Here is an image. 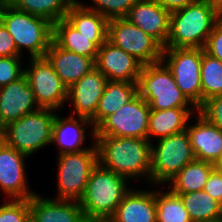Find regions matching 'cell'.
I'll use <instances>...</instances> for the list:
<instances>
[{"label": "cell", "instance_id": "cell-14", "mask_svg": "<svg viewBox=\"0 0 222 222\" xmlns=\"http://www.w3.org/2000/svg\"><path fill=\"white\" fill-rule=\"evenodd\" d=\"M143 64L134 56L106 40L98 49L95 68L108 81L136 82Z\"/></svg>", "mask_w": 222, "mask_h": 222}, {"label": "cell", "instance_id": "cell-30", "mask_svg": "<svg viewBox=\"0 0 222 222\" xmlns=\"http://www.w3.org/2000/svg\"><path fill=\"white\" fill-rule=\"evenodd\" d=\"M202 103L214 96L222 95V61L207 54L202 49L200 71Z\"/></svg>", "mask_w": 222, "mask_h": 222}, {"label": "cell", "instance_id": "cell-7", "mask_svg": "<svg viewBox=\"0 0 222 222\" xmlns=\"http://www.w3.org/2000/svg\"><path fill=\"white\" fill-rule=\"evenodd\" d=\"M157 146L151 145L150 183L169 182L195 156L187 130L158 139Z\"/></svg>", "mask_w": 222, "mask_h": 222}, {"label": "cell", "instance_id": "cell-16", "mask_svg": "<svg viewBox=\"0 0 222 222\" xmlns=\"http://www.w3.org/2000/svg\"><path fill=\"white\" fill-rule=\"evenodd\" d=\"M163 48L169 37L170 12L156 0H137L125 17Z\"/></svg>", "mask_w": 222, "mask_h": 222}, {"label": "cell", "instance_id": "cell-39", "mask_svg": "<svg viewBox=\"0 0 222 222\" xmlns=\"http://www.w3.org/2000/svg\"><path fill=\"white\" fill-rule=\"evenodd\" d=\"M162 7L170 13L183 9L189 4L194 3L196 0H156Z\"/></svg>", "mask_w": 222, "mask_h": 222}, {"label": "cell", "instance_id": "cell-17", "mask_svg": "<svg viewBox=\"0 0 222 222\" xmlns=\"http://www.w3.org/2000/svg\"><path fill=\"white\" fill-rule=\"evenodd\" d=\"M107 78L94 68L68 89V98L74 106V114L91 119L97 111L104 93Z\"/></svg>", "mask_w": 222, "mask_h": 222}, {"label": "cell", "instance_id": "cell-37", "mask_svg": "<svg viewBox=\"0 0 222 222\" xmlns=\"http://www.w3.org/2000/svg\"><path fill=\"white\" fill-rule=\"evenodd\" d=\"M204 191L222 205V170L214 168L211 171Z\"/></svg>", "mask_w": 222, "mask_h": 222}, {"label": "cell", "instance_id": "cell-6", "mask_svg": "<svg viewBox=\"0 0 222 222\" xmlns=\"http://www.w3.org/2000/svg\"><path fill=\"white\" fill-rule=\"evenodd\" d=\"M40 108L3 127V141L19 152L31 156L52 144V124L56 113Z\"/></svg>", "mask_w": 222, "mask_h": 222}, {"label": "cell", "instance_id": "cell-41", "mask_svg": "<svg viewBox=\"0 0 222 222\" xmlns=\"http://www.w3.org/2000/svg\"><path fill=\"white\" fill-rule=\"evenodd\" d=\"M83 222H116L112 217H84Z\"/></svg>", "mask_w": 222, "mask_h": 222}, {"label": "cell", "instance_id": "cell-20", "mask_svg": "<svg viewBox=\"0 0 222 222\" xmlns=\"http://www.w3.org/2000/svg\"><path fill=\"white\" fill-rule=\"evenodd\" d=\"M91 125V134L95 141V128L89 118L78 116V119L73 115L68 118H61L58 114L55 115L52 124V142L59 146V155L64 153H74L90 149L92 146L83 147L86 140V132L83 126ZM83 144V145H82ZM82 145V146H81ZM83 147V148H82Z\"/></svg>", "mask_w": 222, "mask_h": 222}, {"label": "cell", "instance_id": "cell-43", "mask_svg": "<svg viewBox=\"0 0 222 222\" xmlns=\"http://www.w3.org/2000/svg\"><path fill=\"white\" fill-rule=\"evenodd\" d=\"M3 140V127L0 125V142Z\"/></svg>", "mask_w": 222, "mask_h": 222}, {"label": "cell", "instance_id": "cell-15", "mask_svg": "<svg viewBox=\"0 0 222 222\" xmlns=\"http://www.w3.org/2000/svg\"><path fill=\"white\" fill-rule=\"evenodd\" d=\"M38 109L40 107L25 75L0 88V125L2 127Z\"/></svg>", "mask_w": 222, "mask_h": 222}, {"label": "cell", "instance_id": "cell-35", "mask_svg": "<svg viewBox=\"0 0 222 222\" xmlns=\"http://www.w3.org/2000/svg\"><path fill=\"white\" fill-rule=\"evenodd\" d=\"M197 112L222 131V95L205 100Z\"/></svg>", "mask_w": 222, "mask_h": 222}, {"label": "cell", "instance_id": "cell-34", "mask_svg": "<svg viewBox=\"0 0 222 222\" xmlns=\"http://www.w3.org/2000/svg\"><path fill=\"white\" fill-rule=\"evenodd\" d=\"M20 59V56L0 57V88L17 81L24 75Z\"/></svg>", "mask_w": 222, "mask_h": 222}, {"label": "cell", "instance_id": "cell-8", "mask_svg": "<svg viewBox=\"0 0 222 222\" xmlns=\"http://www.w3.org/2000/svg\"><path fill=\"white\" fill-rule=\"evenodd\" d=\"M161 61L171 71L182 94L198 109L202 105V48H163Z\"/></svg>", "mask_w": 222, "mask_h": 222}, {"label": "cell", "instance_id": "cell-22", "mask_svg": "<svg viewBox=\"0 0 222 222\" xmlns=\"http://www.w3.org/2000/svg\"><path fill=\"white\" fill-rule=\"evenodd\" d=\"M112 218L116 222H156V191L130 188Z\"/></svg>", "mask_w": 222, "mask_h": 222}, {"label": "cell", "instance_id": "cell-1", "mask_svg": "<svg viewBox=\"0 0 222 222\" xmlns=\"http://www.w3.org/2000/svg\"><path fill=\"white\" fill-rule=\"evenodd\" d=\"M98 163L129 179L146 176L150 182L151 145L147 139L95 136ZM135 177V178H134Z\"/></svg>", "mask_w": 222, "mask_h": 222}, {"label": "cell", "instance_id": "cell-38", "mask_svg": "<svg viewBox=\"0 0 222 222\" xmlns=\"http://www.w3.org/2000/svg\"><path fill=\"white\" fill-rule=\"evenodd\" d=\"M20 56L13 37L0 21V57Z\"/></svg>", "mask_w": 222, "mask_h": 222}, {"label": "cell", "instance_id": "cell-9", "mask_svg": "<svg viewBox=\"0 0 222 222\" xmlns=\"http://www.w3.org/2000/svg\"><path fill=\"white\" fill-rule=\"evenodd\" d=\"M93 144L88 150L59 155L58 193L54 199L79 201L83 197L90 174L98 164L95 141Z\"/></svg>", "mask_w": 222, "mask_h": 222}, {"label": "cell", "instance_id": "cell-40", "mask_svg": "<svg viewBox=\"0 0 222 222\" xmlns=\"http://www.w3.org/2000/svg\"><path fill=\"white\" fill-rule=\"evenodd\" d=\"M219 15L222 13V0H203Z\"/></svg>", "mask_w": 222, "mask_h": 222}, {"label": "cell", "instance_id": "cell-24", "mask_svg": "<svg viewBox=\"0 0 222 222\" xmlns=\"http://www.w3.org/2000/svg\"><path fill=\"white\" fill-rule=\"evenodd\" d=\"M137 96L136 82L107 81L96 114L90 119L96 128L106 117L114 114Z\"/></svg>", "mask_w": 222, "mask_h": 222}, {"label": "cell", "instance_id": "cell-31", "mask_svg": "<svg viewBox=\"0 0 222 222\" xmlns=\"http://www.w3.org/2000/svg\"><path fill=\"white\" fill-rule=\"evenodd\" d=\"M156 222H192L180 196L156 191Z\"/></svg>", "mask_w": 222, "mask_h": 222}, {"label": "cell", "instance_id": "cell-23", "mask_svg": "<svg viewBox=\"0 0 222 222\" xmlns=\"http://www.w3.org/2000/svg\"><path fill=\"white\" fill-rule=\"evenodd\" d=\"M107 37H86L65 18L53 24V41L62 49L96 60L98 49Z\"/></svg>", "mask_w": 222, "mask_h": 222}, {"label": "cell", "instance_id": "cell-4", "mask_svg": "<svg viewBox=\"0 0 222 222\" xmlns=\"http://www.w3.org/2000/svg\"><path fill=\"white\" fill-rule=\"evenodd\" d=\"M128 180L99 163L92 170L83 197L79 200L84 217H112L130 190Z\"/></svg>", "mask_w": 222, "mask_h": 222}, {"label": "cell", "instance_id": "cell-11", "mask_svg": "<svg viewBox=\"0 0 222 222\" xmlns=\"http://www.w3.org/2000/svg\"><path fill=\"white\" fill-rule=\"evenodd\" d=\"M151 109L138 95L114 114L106 117L96 128L95 136L132 137L148 140Z\"/></svg>", "mask_w": 222, "mask_h": 222}, {"label": "cell", "instance_id": "cell-32", "mask_svg": "<svg viewBox=\"0 0 222 222\" xmlns=\"http://www.w3.org/2000/svg\"><path fill=\"white\" fill-rule=\"evenodd\" d=\"M93 5L86 6L92 11H96L108 20L126 17L130 9L137 0H90ZM92 6V7H91Z\"/></svg>", "mask_w": 222, "mask_h": 222}, {"label": "cell", "instance_id": "cell-28", "mask_svg": "<svg viewBox=\"0 0 222 222\" xmlns=\"http://www.w3.org/2000/svg\"><path fill=\"white\" fill-rule=\"evenodd\" d=\"M180 196L192 222H218L222 205L204 190L175 193Z\"/></svg>", "mask_w": 222, "mask_h": 222}, {"label": "cell", "instance_id": "cell-42", "mask_svg": "<svg viewBox=\"0 0 222 222\" xmlns=\"http://www.w3.org/2000/svg\"><path fill=\"white\" fill-rule=\"evenodd\" d=\"M215 168L222 170V153L218 161L214 164Z\"/></svg>", "mask_w": 222, "mask_h": 222}, {"label": "cell", "instance_id": "cell-18", "mask_svg": "<svg viewBox=\"0 0 222 222\" xmlns=\"http://www.w3.org/2000/svg\"><path fill=\"white\" fill-rule=\"evenodd\" d=\"M45 58L67 89L95 68L94 59L62 49L54 41L46 51Z\"/></svg>", "mask_w": 222, "mask_h": 222}, {"label": "cell", "instance_id": "cell-21", "mask_svg": "<svg viewBox=\"0 0 222 222\" xmlns=\"http://www.w3.org/2000/svg\"><path fill=\"white\" fill-rule=\"evenodd\" d=\"M194 125H187L195 159L215 164L222 153V131L198 112Z\"/></svg>", "mask_w": 222, "mask_h": 222}, {"label": "cell", "instance_id": "cell-33", "mask_svg": "<svg viewBox=\"0 0 222 222\" xmlns=\"http://www.w3.org/2000/svg\"><path fill=\"white\" fill-rule=\"evenodd\" d=\"M0 222H30V199H10L0 205Z\"/></svg>", "mask_w": 222, "mask_h": 222}, {"label": "cell", "instance_id": "cell-26", "mask_svg": "<svg viewBox=\"0 0 222 222\" xmlns=\"http://www.w3.org/2000/svg\"><path fill=\"white\" fill-rule=\"evenodd\" d=\"M214 164L194 159L186 164L168 183L173 193H190L204 190Z\"/></svg>", "mask_w": 222, "mask_h": 222}, {"label": "cell", "instance_id": "cell-36", "mask_svg": "<svg viewBox=\"0 0 222 222\" xmlns=\"http://www.w3.org/2000/svg\"><path fill=\"white\" fill-rule=\"evenodd\" d=\"M204 51L210 56L222 61V20L220 19L214 26L208 37Z\"/></svg>", "mask_w": 222, "mask_h": 222}, {"label": "cell", "instance_id": "cell-2", "mask_svg": "<svg viewBox=\"0 0 222 222\" xmlns=\"http://www.w3.org/2000/svg\"><path fill=\"white\" fill-rule=\"evenodd\" d=\"M220 15L203 0L170 13L169 37L164 48H202Z\"/></svg>", "mask_w": 222, "mask_h": 222}, {"label": "cell", "instance_id": "cell-5", "mask_svg": "<svg viewBox=\"0 0 222 222\" xmlns=\"http://www.w3.org/2000/svg\"><path fill=\"white\" fill-rule=\"evenodd\" d=\"M136 86L137 95L149 104L151 110L188 106L196 109L182 94L171 71L162 61L143 65Z\"/></svg>", "mask_w": 222, "mask_h": 222}, {"label": "cell", "instance_id": "cell-12", "mask_svg": "<svg viewBox=\"0 0 222 222\" xmlns=\"http://www.w3.org/2000/svg\"><path fill=\"white\" fill-rule=\"evenodd\" d=\"M29 68L24 69V75L35 95L40 108L58 110L68 98V89L55 73L48 60L30 58Z\"/></svg>", "mask_w": 222, "mask_h": 222}, {"label": "cell", "instance_id": "cell-27", "mask_svg": "<svg viewBox=\"0 0 222 222\" xmlns=\"http://www.w3.org/2000/svg\"><path fill=\"white\" fill-rule=\"evenodd\" d=\"M65 19L86 37H107L109 20L88 9L80 0L71 6Z\"/></svg>", "mask_w": 222, "mask_h": 222}, {"label": "cell", "instance_id": "cell-10", "mask_svg": "<svg viewBox=\"0 0 222 222\" xmlns=\"http://www.w3.org/2000/svg\"><path fill=\"white\" fill-rule=\"evenodd\" d=\"M107 40L134 56L143 65L161 61L163 47L125 17L108 21Z\"/></svg>", "mask_w": 222, "mask_h": 222}, {"label": "cell", "instance_id": "cell-3", "mask_svg": "<svg viewBox=\"0 0 222 222\" xmlns=\"http://www.w3.org/2000/svg\"><path fill=\"white\" fill-rule=\"evenodd\" d=\"M0 21L13 37L20 56L25 47L30 58L45 57L53 41V23L46 18L15 9L6 1L0 2Z\"/></svg>", "mask_w": 222, "mask_h": 222}, {"label": "cell", "instance_id": "cell-25", "mask_svg": "<svg viewBox=\"0 0 222 222\" xmlns=\"http://www.w3.org/2000/svg\"><path fill=\"white\" fill-rule=\"evenodd\" d=\"M192 111H197V109L151 110L148 122V141L151 143L152 136L161 139L185 131Z\"/></svg>", "mask_w": 222, "mask_h": 222}, {"label": "cell", "instance_id": "cell-19", "mask_svg": "<svg viewBox=\"0 0 222 222\" xmlns=\"http://www.w3.org/2000/svg\"><path fill=\"white\" fill-rule=\"evenodd\" d=\"M84 214L79 201L30 198V222H83Z\"/></svg>", "mask_w": 222, "mask_h": 222}, {"label": "cell", "instance_id": "cell-29", "mask_svg": "<svg viewBox=\"0 0 222 222\" xmlns=\"http://www.w3.org/2000/svg\"><path fill=\"white\" fill-rule=\"evenodd\" d=\"M77 0H6L13 8L46 18L55 23L65 18L66 13Z\"/></svg>", "mask_w": 222, "mask_h": 222}, {"label": "cell", "instance_id": "cell-13", "mask_svg": "<svg viewBox=\"0 0 222 222\" xmlns=\"http://www.w3.org/2000/svg\"><path fill=\"white\" fill-rule=\"evenodd\" d=\"M29 157L0 142V189L11 199H30L36 193L28 190L24 160Z\"/></svg>", "mask_w": 222, "mask_h": 222}]
</instances>
